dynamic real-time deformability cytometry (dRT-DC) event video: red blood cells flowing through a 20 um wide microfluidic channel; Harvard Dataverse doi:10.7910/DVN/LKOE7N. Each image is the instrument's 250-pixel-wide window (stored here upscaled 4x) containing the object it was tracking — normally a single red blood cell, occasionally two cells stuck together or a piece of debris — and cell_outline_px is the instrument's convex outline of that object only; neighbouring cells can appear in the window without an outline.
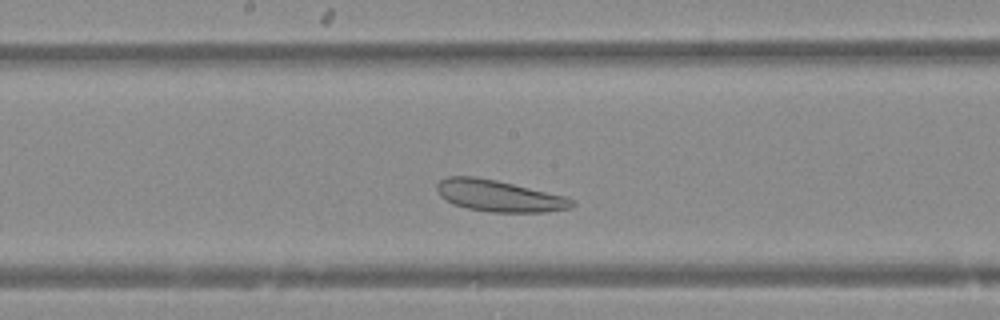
{"species": "Egyptian fruit bat (a non-hibernating species)", "species_latin": "Rousettus aegyptiacus", "temperature_condition": "warm", "stored_images_in_passage": 41, "camera_frame_rate_fps": 3000, "um_per_image_px": 0.085, "animal": {"sex": "female"}, "frame": {"image": 1, "passage_image": 20, "time_ms": 6.333, "image_size_px": [1000, 320], "cell_outline_px": [[576, 204], [568, 208], [544, 212], [492, 212], [468, 208], [452, 204], [444, 200], [436, 192], [436, 184], [440, 180], [448, 176], [476, 176], [496, 180], [568, 196], [576, 200]], "centroid_in_image_um": [42.41, 16.64], "position_along_channel_um": 205.8, "area_um2": 25.09}}
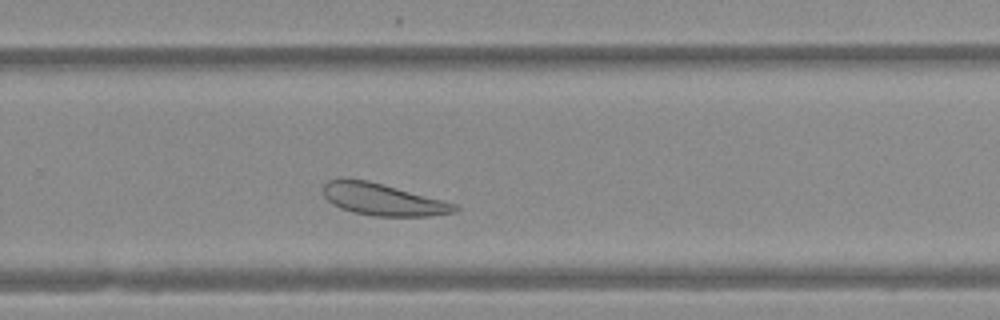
{"frame": {"image": 2, "passage_image": 27, "time_ms": 8.667, "image_size_px": [1000, 320], "cell_outline_px": [[460, 208], [456, 212], [428, 216], [372, 216], [340, 208], [332, 204], [324, 196], [324, 184], [328, 180], [340, 176], [344, 176], [368, 180], [456, 204]], "centroid_in_image_um": [32.48, 16.93], "position_along_channel_um": 297.3, "area_um2": 24.57}}
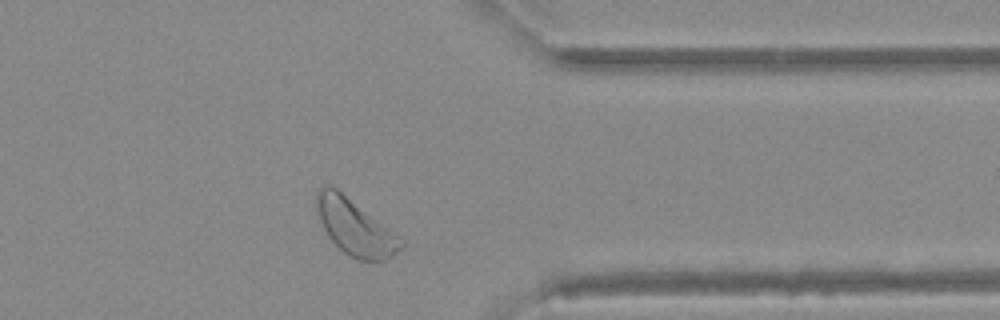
{"frame": {"image": 3, "passage_image": 34, "time_ms": 11.0, "image_size_px": [1000, 320], "cell_outline_px": [[404, 244], [392, 256], [384, 260], [356, 260], [348, 256], [328, 236], [320, 220], [316, 204], [316, 192], [324, 184], [332, 184], [400, 236]], "centroid_in_image_um": [30.16, 19.28], "position_along_channel_um": 381.2, "area_um2": 27.34}}